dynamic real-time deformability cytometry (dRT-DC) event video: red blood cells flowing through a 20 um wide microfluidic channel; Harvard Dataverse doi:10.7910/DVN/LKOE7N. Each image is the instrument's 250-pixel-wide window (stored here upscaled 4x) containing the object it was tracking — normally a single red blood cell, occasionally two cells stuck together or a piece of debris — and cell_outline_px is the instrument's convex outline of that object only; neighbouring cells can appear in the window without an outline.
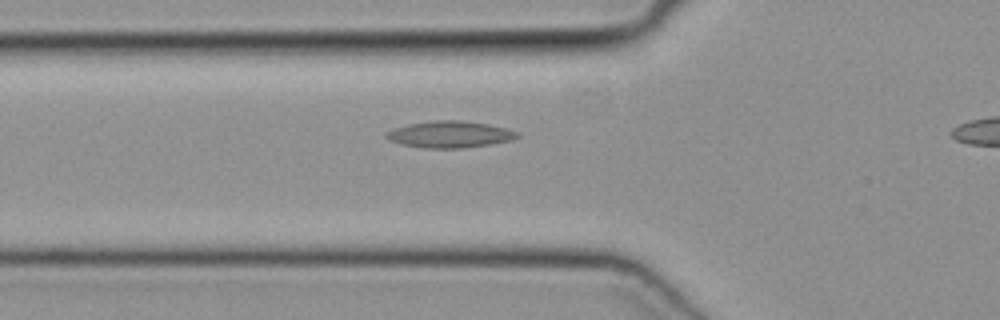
{"species": "common noctule bat (a hibernating species)", "species_latin": "Nyctalus noctula", "temperature_condition": "cold", "stored_images_in_passage": 37, "camera_frame_rate_fps": 3000, "um_per_image_px": 0.085, "animal": {"sex": "female", "body_mass_g": 19.3, "forearm_length_mm": 54.1}, "frame": {"image": 1, "passage_image": 11, "time_ms": 3.333, "image_size_px": [1000, 320], "cell_outline_px": [[520, 136], [512, 140], [488, 144], [460, 148], [424, 148], [400, 144], [384, 136], [384, 132], [392, 128], [408, 124], [436, 120], [460, 120], [488, 124], [520, 132]], "centroid_in_image_um": [38.2, 11.41], "position_along_channel_um": 87.6, "area_um2": 20.29}}
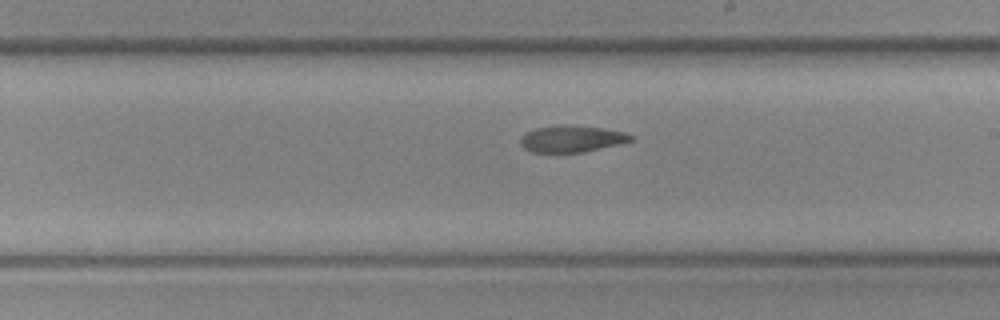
{"frame": {"image": 2, "passage_image": 22, "time_ms": 7.0, "image_size_px": [1000, 320], "cell_outline_px": [[636, 140], [584, 152], [532, 152], [524, 148], [520, 144], [520, 140], [528, 132], [536, 128], [564, 124], [568, 124], [604, 128], [624, 132], [632, 136]], "centroid_in_image_um": [48.63, 11.79], "position_along_channel_um": 240.4, "area_um2": 17.11}}
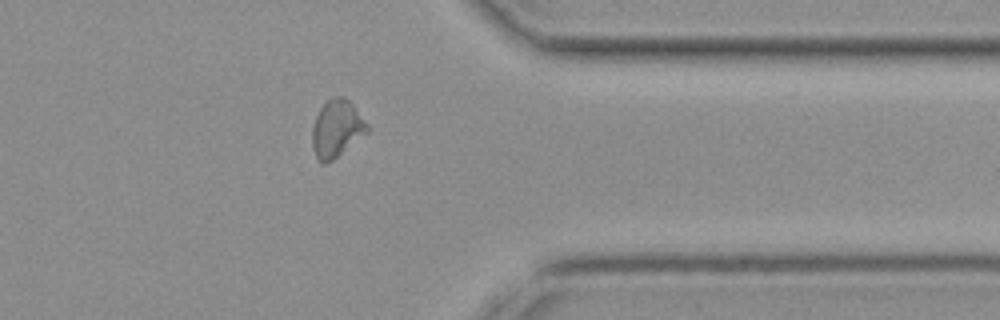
{"frame": {"image": 3, "passage_image": 33, "time_ms": 10.667, "image_size_px": [1000, 320], "cell_outline_px": [[368, 132], [328, 164], [320, 164], [316, 160], [312, 144], [312, 128], [316, 116], [320, 108], [332, 96], [344, 96], [352, 104], [368, 124]], "centroid_in_image_um": [28.6, 10.96], "position_along_channel_um": 382.8, "area_um2": 18.44}}